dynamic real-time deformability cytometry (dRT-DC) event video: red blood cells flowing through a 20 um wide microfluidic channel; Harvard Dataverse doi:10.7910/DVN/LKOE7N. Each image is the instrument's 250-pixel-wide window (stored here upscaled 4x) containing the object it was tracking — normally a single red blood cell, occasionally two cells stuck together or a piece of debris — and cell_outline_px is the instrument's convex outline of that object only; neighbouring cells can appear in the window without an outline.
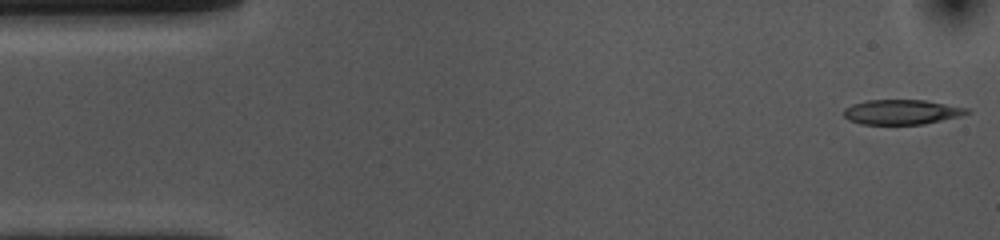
{"species": "common noctule bat (a hibernating species)", "species_latin": "Nyctalus noctula", "temperature_condition": "cold", "stored_images_in_passage": 52, "camera_frame_rate_fps": 3000, "um_per_image_px": 0.085, "animal": {"sex": "female", "body_mass_g": 10.0, "forearm_length_mm": 53.1}, "frame": {"image": 1, "passage_image": 1, "time_ms": 0.0, "image_size_px": [1000, 240], "cell_outline_px": [[972, 112], [960, 116], [924, 124], [860, 124], [848, 120], [844, 116], [844, 108], [852, 104], [868, 100], [924, 100], [968, 108]], "centroid_in_image_um": [76.63, 9.52], "position_along_channel_um": 8.4, "area_um2": 17.8}}
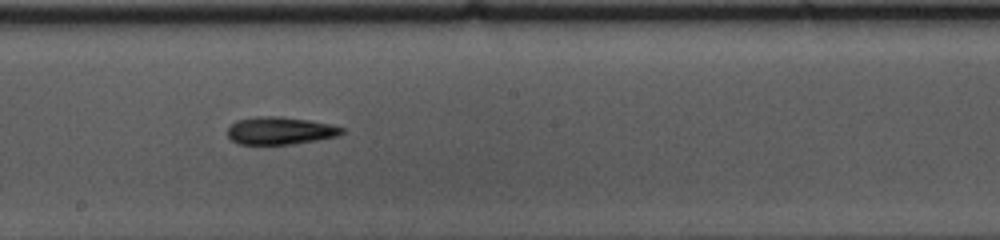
{"frame": {"image": 2, "passage_image": 27, "time_ms": 8.667, "image_size_px": [1000, 240], "cell_outline_px": [[344, 132], [340, 136], [292, 144], [240, 144], [232, 140], [228, 136], [228, 128], [236, 120], [260, 116], [280, 116], [308, 120], [332, 124], [344, 128]], "centroid_in_image_um": [23.84, 11.1], "position_along_channel_um": 224.4, "area_um2": 18.38}}
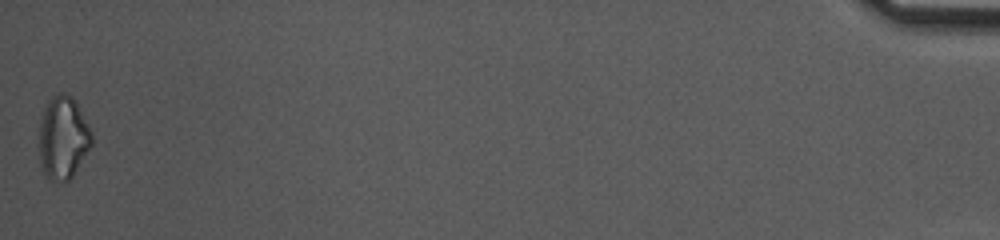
{"frame": {"image": 3, "passage_image": 52, "time_ms": 17.0, "image_size_px": [1000, 240], "cell_outline_px": [[92, 144], [72, 176], [68, 180], [48, 180], [40, 164], [40, 120], [44, 108], [48, 100], [52, 96], [60, 92], [68, 92], [76, 100], [92, 132]], "centroid_in_image_um": [5.36, 11.65], "position_along_channel_um": 429.8, "area_um2": 25.37}, "authors_computed_cell_mechanics": {"area_um2": 18.7272, "velocity_mm_per_s": 3.7035, "shape_relaxation_time_tau1_ms": 7.3227, "shape_relaxation_time_tau2_ms": 8.2148, "deformation_change_tau1": 0.1619, "deformation_change_tau2": 0.2141}}